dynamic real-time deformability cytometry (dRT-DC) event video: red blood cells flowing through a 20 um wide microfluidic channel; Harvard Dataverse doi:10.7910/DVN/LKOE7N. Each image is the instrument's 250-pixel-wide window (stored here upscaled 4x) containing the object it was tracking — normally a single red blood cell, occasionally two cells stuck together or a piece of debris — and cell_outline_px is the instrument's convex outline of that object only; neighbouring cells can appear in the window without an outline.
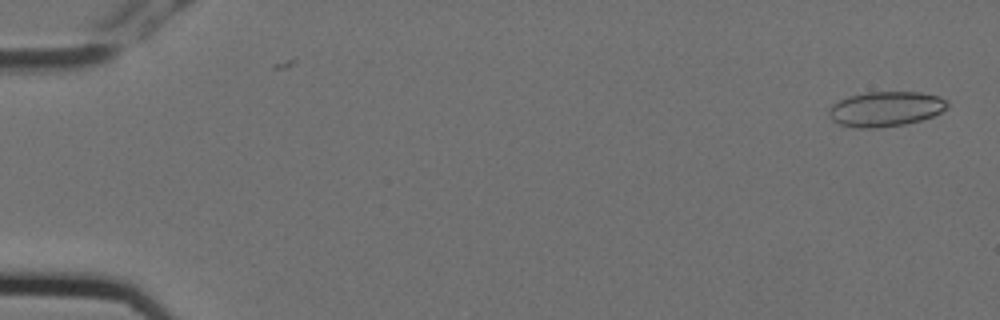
{"species": "Egyptian fruit bat (a non-hibernating species)", "species_latin": "Rousettus aegyptiacus", "temperature_condition": "cold", "stored_images_in_passage": 4, "camera_frame_rate_fps": 3000, "um_per_image_px": 0.085, "animal": {"sex": "female"}, "frame": {"image": 1, "passage_image": 1, "time_ms": 0.0, "image_size_px": [1000, 320], "cell_outline_px": [[948, 108], [932, 116], [920, 120], [904, 124], [876, 128], [856, 128], [840, 124], [832, 120], [828, 116], [828, 108], [832, 104], [848, 96], [868, 92], [920, 92], [940, 96], [948, 100]], "centroid_in_image_um": [75.27, 9.25], "position_along_channel_um": 9.7, "area_um2": 24.28}}